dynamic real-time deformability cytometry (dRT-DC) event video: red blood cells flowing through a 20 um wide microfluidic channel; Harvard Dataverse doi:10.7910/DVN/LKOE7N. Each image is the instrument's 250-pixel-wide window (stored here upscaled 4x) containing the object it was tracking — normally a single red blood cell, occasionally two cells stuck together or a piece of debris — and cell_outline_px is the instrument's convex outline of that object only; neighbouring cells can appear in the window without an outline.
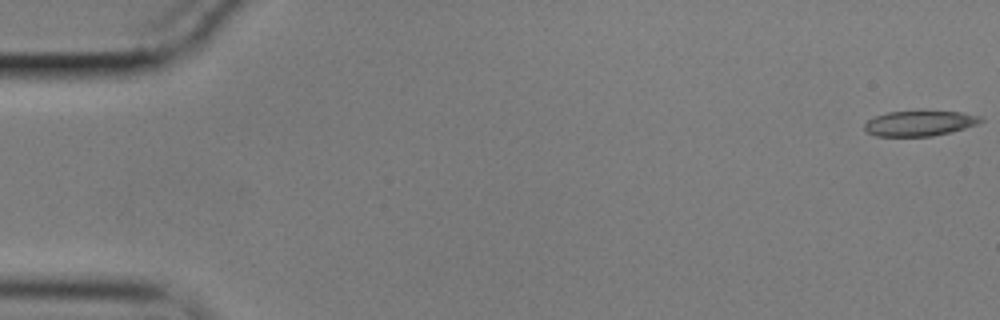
{"species": "common noctule bat (a hibernating species)", "species_latin": "Nyctalus noctula", "temperature_condition": "cold", "stored_images_in_passage": 2, "camera_frame_rate_fps": 3000, "um_per_image_px": 0.085, "animal": {"sex": "male", "body_mass_g": 17.9}, "frame": {"image": 1, "passage_image": 1, "time_ms": 0.0, "image_size_px": [1000, 320], "cell_outline_px": [[984, 120], [976, 124], [952, 132], [932, 136], [876, 136], [868, 132], [864, 128], [864, 124], [868, 120], [876, 116], [888, 112], [920, 108], [924, 108], [960, 112], [980, 116]], "centroid_in_image_um": [78.18, 10.43], "position_along_channel_um": 6.8, "area_um2": 17.86}}